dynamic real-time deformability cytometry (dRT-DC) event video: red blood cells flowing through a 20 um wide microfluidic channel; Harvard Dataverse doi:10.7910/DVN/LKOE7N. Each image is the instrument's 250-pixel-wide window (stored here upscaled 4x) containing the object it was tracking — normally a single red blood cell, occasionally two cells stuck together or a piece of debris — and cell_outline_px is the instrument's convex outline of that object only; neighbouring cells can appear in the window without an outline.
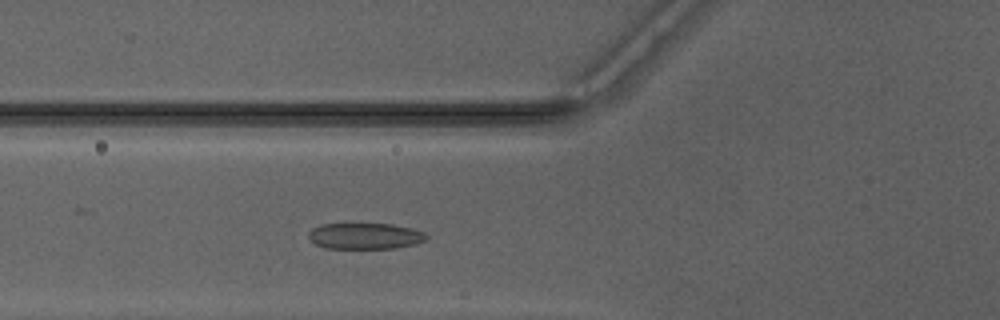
{"species": "Egyptian fruit bat (a non-hibernating species)", "species_latin": "Rousettus aegyptiacus", "temperature_condition": "warm", "stored_images_in_passage": 44, "camera_frame_rate_fps": 3000, "um_per_image_px": 0.085, "animal": {"sex": "male"}, "frame": {"image": 1, "passage_image": 13, "time_ms": 4.0, "image_size_px": [1000, 320], "cell_outline_px": [[428, 236], [424, 240], [416, 244], [396, 248], [328, 248], [316, 244], [308, 236], [308, 232], [312, 228], [320, 224], [392, 224], [412, 228], [424, 232]], "centroid_in_image_um": [31.04, 20.05], "position_along_channel_um": 94.8, "area_um2": 17.86}}
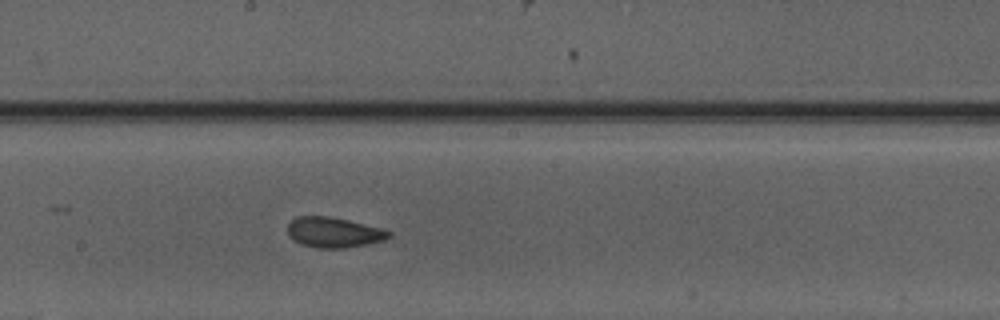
{"frame": {"image": 2, "passage_image": 22, "time_ms": 7.0, "image_size_px": [1000, 320], "cell_outline_px": [[392, 236], [384, 240], [344, 248], [316, 248], [300, 244], [288, 232], [288, 224], [296, 216], [328, 216], [348, 220], [384, 228], [392, 232]], "centroid_in_image_um": [28.41, 19.74], "position_along_channel_um": 219.8, "area_um2": 17.8}}
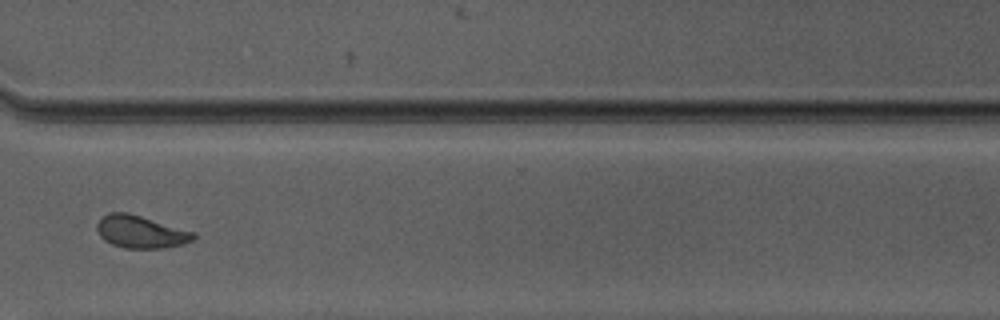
{"frame": {"image": 3, "passage_image": 32, "time_ms": 10.333, "image_size_px": [1000, 320], "cell_outline_px": [[196, 236], [192, 240], [184, 244], [164, 248], [124, 248], [112, 244], [104, 240], [100, 236], [96, 228], [96, 224], [108, 212], [128, 212], [196, 232]], "centroid_in_image_um": [11.97, 19.7], "position_along_channel_um": 358.6, "area_um2": 18.38}, "authors_computed_cell_mechanics": {"area_um2": 18.1492, "velocity_mm_per_s": 4.162, "shape_relaxation_time_tau1_ms": 4.6634, "shape_relaxation_time_tau2_ms": 0.9735, "deformation_change_tau1": 0.1554, "deformation_change_tau2": 0.0695}}